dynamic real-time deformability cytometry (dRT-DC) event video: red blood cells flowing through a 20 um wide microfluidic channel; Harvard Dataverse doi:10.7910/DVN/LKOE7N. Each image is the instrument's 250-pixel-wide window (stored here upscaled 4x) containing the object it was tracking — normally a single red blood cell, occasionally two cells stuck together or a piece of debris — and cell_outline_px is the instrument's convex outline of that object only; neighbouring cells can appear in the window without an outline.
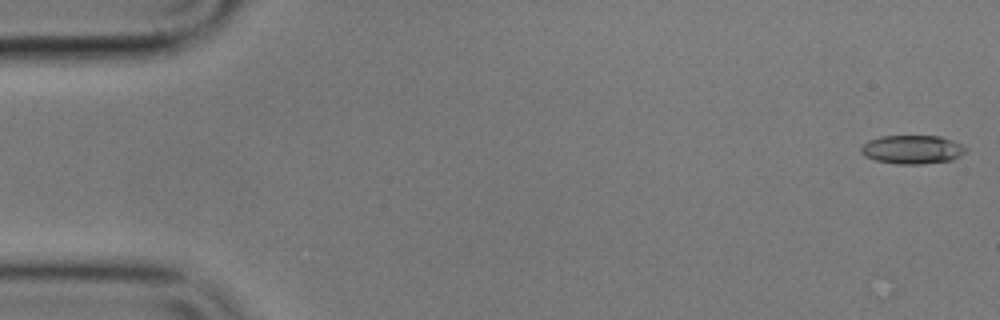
{"species": "common noctule bat (a hibernating species)", "species_latin": "Nyctalus noctula", "temperature_condition": "cold", "stored_images_in_passage": 48, "camera_frame_rate_fps": 3000, "um_per_image_px": 0.085, "animal": {"sex": "male", "body_mass_g": 17.9}, "frame": {"image": 1, "passage_image": 1, "time_ms": 0.0, "image_size_px": [1000, 320], "cell_outline_px": [[968, 148], [960, 156], [952, 160], [920, 164], [896, 164], [876, 160], [864, 156], [860, 152], [860, 148], [868, 140], [880, 136], [940, 136], [952, 140]], "centroid_in_image_um": [77.53, 12.71], "position_along_channel_um": 7.5, "area_um2": 17.51}}
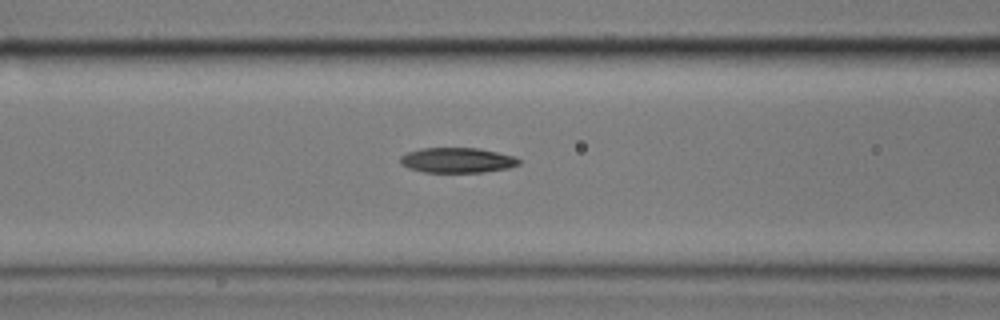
{"frame": {"image": 2, "passage_image": 22, "time_ms": 7.0, "image_size_px": [1000, 320], "cell_outline_px": [[520, 164], [508, 168], [484, 172], [424, 172], [408, 168], [400, 164], [400, 156], [408, 152], [420, 148], [476, 148], [496, 152], [512, 156], [520, 160]], "centroid_in_image_um": [38.82, 13.62], "position_along_channel_um": 127.8, "area_um2": 17.28}}
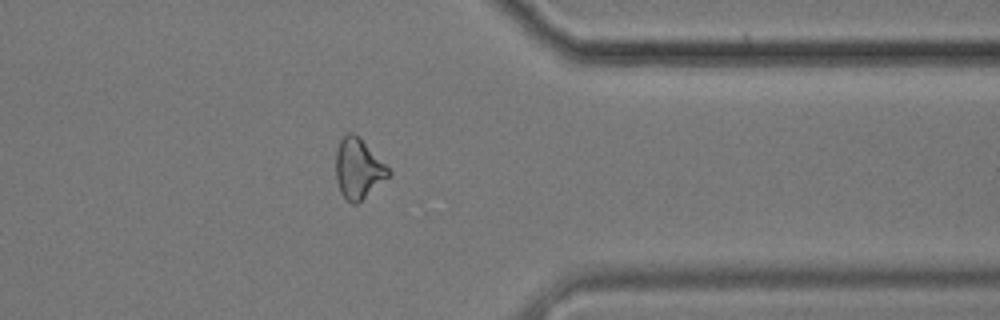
{"frame": {"image": 3, "passage_image": 44, "time_ms": 14.333, "image_size_px": [1000, 320], "cell_outline_px": [[392, 176], [356, 204], [352, 204], [340, 192], [336, 180], [336, 148], [340, 140], [348, 132], [352, 132], [360, 136], [392, 172]], "centroid_in_image_um": [30.47, 14.32], "position_along_channel_um": 380.9, "area_um2": 18.67}, "authors_computed_cell_mechanics": {"area_um2": 17.5712, "velocity_mm_per_s": 3.5895, "shape_relaxation_time_tau1_ms": 7.052, "shape_relaxation_time_tau2_ms": 5.7815, "deformation_change_tau1": 0.1913, "deformation_change_tau2": 0.1315}}